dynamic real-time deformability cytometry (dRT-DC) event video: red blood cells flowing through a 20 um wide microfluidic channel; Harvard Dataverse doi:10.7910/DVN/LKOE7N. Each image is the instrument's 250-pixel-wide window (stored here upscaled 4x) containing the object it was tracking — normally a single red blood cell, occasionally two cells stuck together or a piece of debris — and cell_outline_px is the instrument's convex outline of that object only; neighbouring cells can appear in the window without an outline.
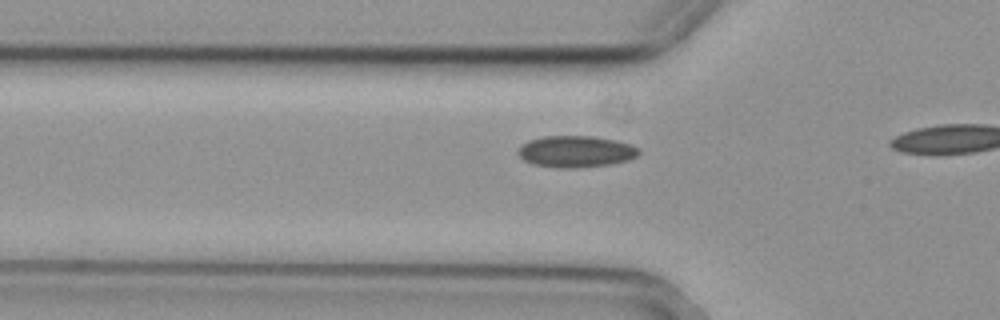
{"species": "common noctule bat (a hibernating species)", "species_latin": "Nyctalus noctula", "temperature_condition": "cold", "stored_images_in_passage": 4, "camera_frame_rate_fps": 3000, "um_per_image_px": 0.085, "animal": {"sex": "female", "body_mass_g": 29.2, "forearm_length_mm": 56.3}, "frame": {"image": 1, "passage_image": 2, "time_ms": 0.333, "image_size_px": [1000, 320], "cell_outline_px": [[640, 152], [636, 156], [628, 160], [608, 164], [576, 168], [556, 168], [532, 164], [524, 160], [516, 152], [528, 140], [544, 136], [592, 136], [616, 140], [632, 144], [640, 148]], "centroid_in_image_um": [48.96, 12.88], "position_along_channel_um": 76.8, "area_um2": 22.25}}